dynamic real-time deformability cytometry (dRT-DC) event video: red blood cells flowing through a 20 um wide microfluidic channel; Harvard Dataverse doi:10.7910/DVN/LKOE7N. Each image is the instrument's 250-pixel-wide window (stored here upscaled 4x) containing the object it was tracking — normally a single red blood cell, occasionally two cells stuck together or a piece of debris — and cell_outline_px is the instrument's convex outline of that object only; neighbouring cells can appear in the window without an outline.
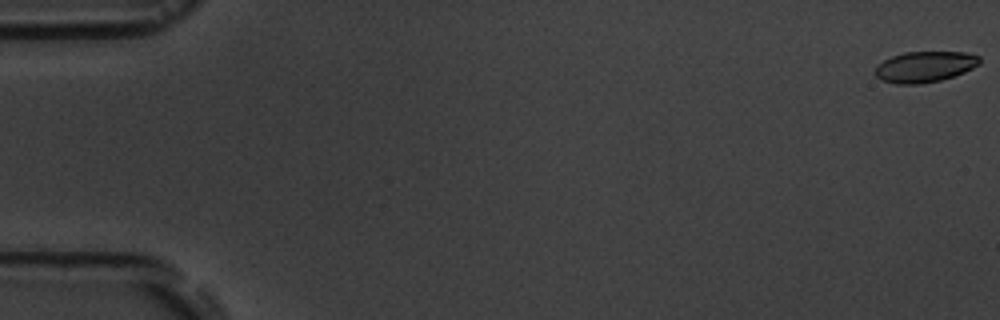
{"species": "common noctule bat (a hibernating species)", "species_latin": "Nyctalus noctula", "temperature_condition": "room temperature", "stored_images_in_passage": 7, "camera_frame_rate_fps": 3000, "um_per_image_px": 0.085, "animal": {"sex": "male", "body_mass_g": 19.5, "forearm_length_mm": 54.6}, "frame": {"image": 1, "passage_image": 1, "time_ms": 0.0, "image_size_px": [1000, 320], "cell_outline_px": [[980, 64], [964, 72], [940, 80], [920, 84], [896, 84], [880, 80], [872, 72], [876, 64], [892, 56], [904, 52], [964, 52], [980, 56]], "centroid_in_image_um": [78.55, 5.68], "position_along_channel_um": 6.5, "area_um2": 18.96}}
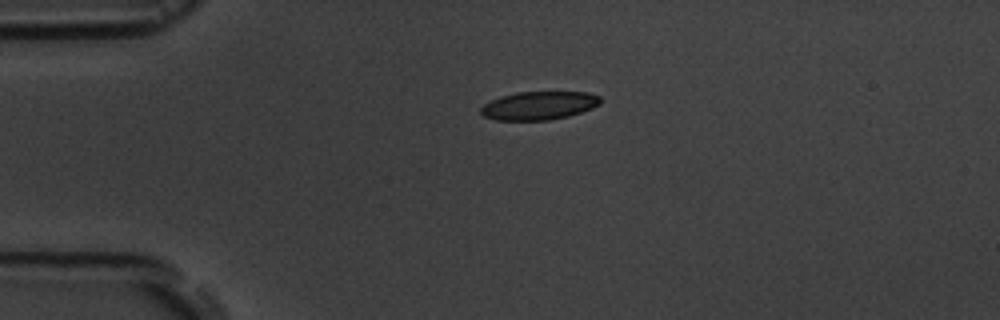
{"frame": {"image": 2, "passage_image": 5, "time_ms": 4.333, "image_size_px": [1000, 320], "cell_outline_px": [[600, 104], [592, 108], [568, 116], [548, 120], [496, 120], [484, 116], [480, 112], [480, 108], [484, 104], [500, 96], [516, 92], [588, 92], [600, 96]], "centroid_in_image_um": [45.8, 8.97], "position_along_channel_um": 39.2, "area_um2": 19.71}}
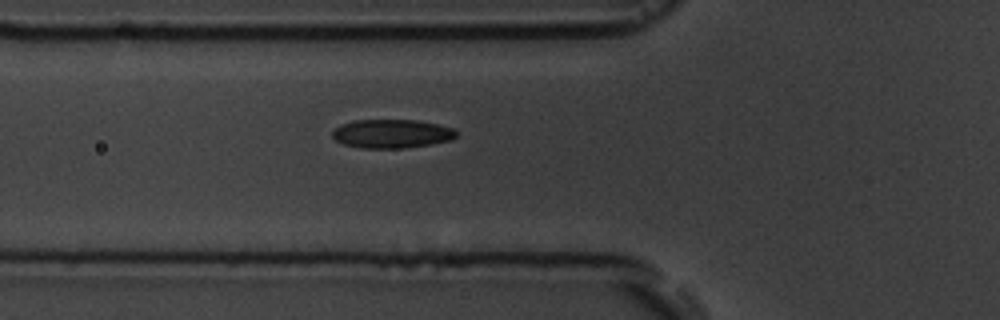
{"frame": {"image": 3, "passage_image": 7, "time_ms": 6.667, "image_size_px": [1000, 320], "cell_outline_px": [[456, 136], [452, 140], [432, 144], [404, 148], [360, 148], [344, 144], [336, 140], [332, 136], [332, 132], [340, 124], [352, 120], [416, 120], [436, 124], [452, 128], [456, 132]], "centroid_in_image_um": [33.28, 11.37], "position_along_channel_um": 92.5, "area_um2": 20.75}}